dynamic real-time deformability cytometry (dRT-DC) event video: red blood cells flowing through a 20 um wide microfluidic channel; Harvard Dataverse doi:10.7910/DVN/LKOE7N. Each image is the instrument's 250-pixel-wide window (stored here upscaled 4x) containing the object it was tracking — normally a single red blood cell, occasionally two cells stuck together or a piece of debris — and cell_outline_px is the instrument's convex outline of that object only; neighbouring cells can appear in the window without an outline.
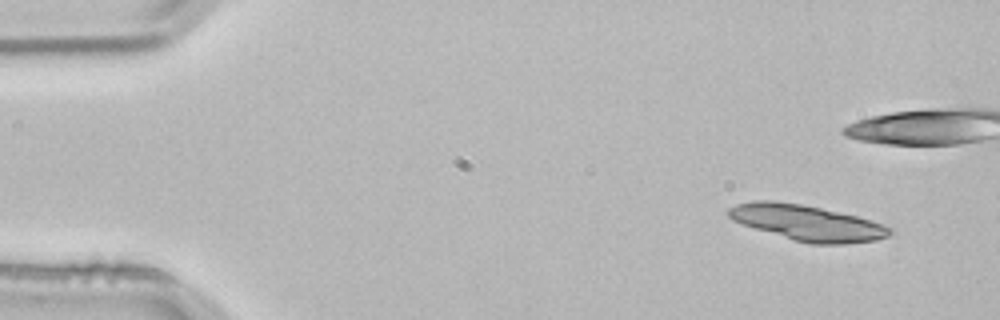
{"species": "common noctule bat (a hibernating species)", "species_latin": "Nyctalus noctula", "temperature_condition": "room temperature", "stored_images_in_passage": 5, "camera_frame_rate_fps": 3000, "um_per_image_px": 0.085, "animal": {"sex": "male", "body_mass_g": 21.5, "forearm_length_mm": 52.0}, "frame": {"image": 1, "passage_image": 1, "time_ms": 0.0, "image_size_px": [1000, 320], "cell_outline_px": [[896, 232], [888, 236], [876, 240], [844, 244], [812, 244], [796, 240], [756, 228], [732, 220], [724, 212], [728, 208], [736, 204], [752, 200], [776, 200], [800, 204], [820, 208], [856, 216], [872, 220], [884, 224], [892, 228]], "centroid_in_image_um": [68.62, 18.92], "position_along_channel_um": 16.4, "area_um2": 33.35}}